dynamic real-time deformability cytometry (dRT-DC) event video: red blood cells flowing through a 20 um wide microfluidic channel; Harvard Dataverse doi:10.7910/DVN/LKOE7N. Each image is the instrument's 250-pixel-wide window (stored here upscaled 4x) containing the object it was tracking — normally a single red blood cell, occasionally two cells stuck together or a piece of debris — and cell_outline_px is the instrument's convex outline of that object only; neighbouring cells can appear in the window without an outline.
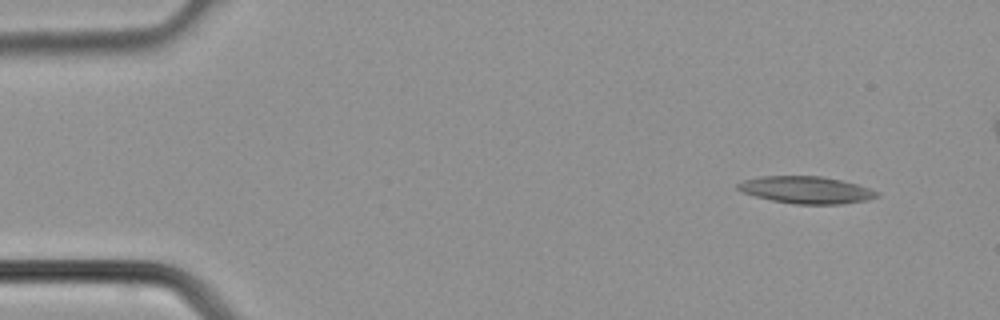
{"species": "common noctule bat (a hibernating species)", "species_latin": "Nyctalus noctula", "temperature_condition": "cold", "stored_images_in_passage": 39, "camera_frame_rate_fps": 3000, "um_per_image_px": 0.085, "animal": {"sex": "male", "body_mass_g": 21.5, "forearm_length_mm": 52.0}, "frame": {"image": 1, "passage_image": 3, "time_ms": 0.667, "image_size_px": [1000, 320], "cell_outline_px": [[880, 196], [864, 200], [840, 204], [796, 204], [772, 200], [756, 196], [744, 192], [736, 188], [736, 184], [744, 180], [760, 176], [820, 176], [840, 180], [856, 184], [880, 192]], "centroid_in_image_um": [68.52, 16.14], "position_along_channel_um": 16.5, "area_um2": 21.73}}
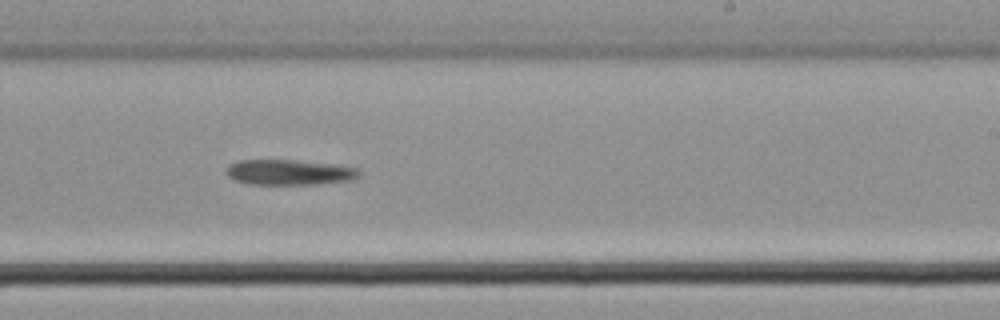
{"frame": {"image": 2, "passage_image": 23, "time_ms": 7.333, "image_size_px": [1000, 320], "cell_outline_px": [[360, 176], [352, 180], [316, 184], [248, 184], [236, 180], [228, 176], [224, 172], [224, 168], [228, 164], [240, 160], [296, 160], [340, 164], [356, 168], [360, 172]], "centroid_in_image_um": [24.58, 14.63], "position_along_channel_um": 264.4, "area_um2": 19.94}}
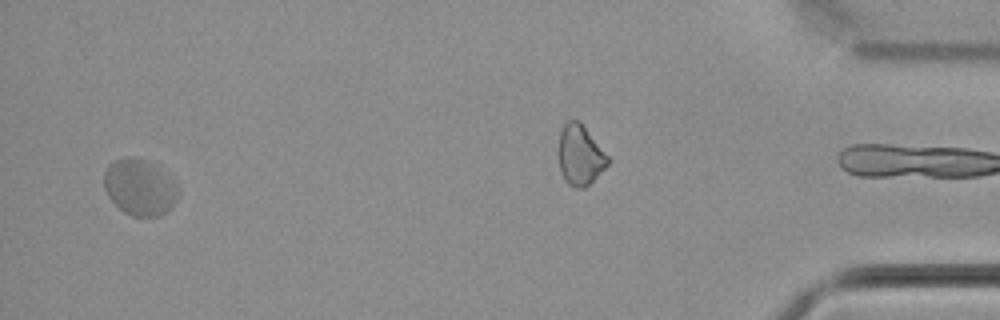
{"frame": {"image": 3, "passage_image": 37, "time_ms": 12.0, "image_size_px": [1000, 320], "cell_outline_px": [[180, 192], [176, 200], [160, 216], [132, 216], [124, 212], [108, 196], [104, 188], [104, 172], [108, 164], [116, 160], [128, 156], [144, 160], [168, 172], [176, 180], [180, 188]], "centroid_in_image_um": [11.91, 15.9], "position_along_channel_um": 423.3, "area_um2": 24.45}}